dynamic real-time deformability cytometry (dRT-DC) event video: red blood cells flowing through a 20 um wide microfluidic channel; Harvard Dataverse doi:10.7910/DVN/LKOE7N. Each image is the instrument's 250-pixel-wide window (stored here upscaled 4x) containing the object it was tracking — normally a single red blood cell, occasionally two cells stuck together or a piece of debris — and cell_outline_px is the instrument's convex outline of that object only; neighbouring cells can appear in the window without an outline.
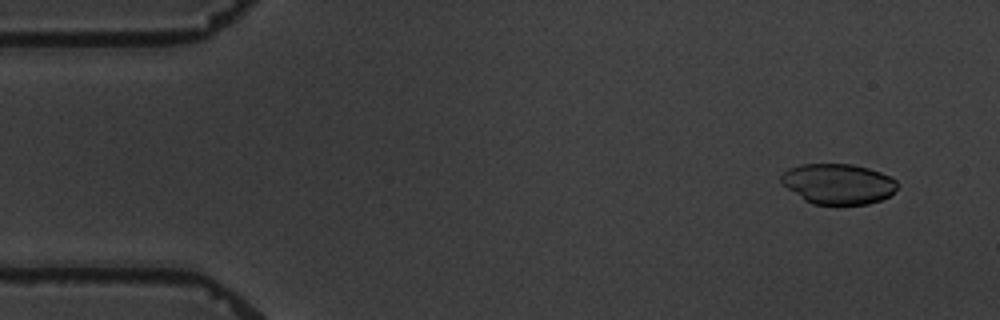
{"species": "common noctule bat (a hibernating species)", "species_latin": "Nyctalus noctula", "temperature_condition": "warm", "stored_images_in_passage": 5, "camera_frame_rate_fps": 3000, "um_per_image_px": 0.085, "animal": {"sex": "male", "body_mass_g": 19.5, "forearm_length_mm": 54.6}, "frame": {"image": 1, "passage_image": 1, "time_ms": 0.0, "image_size_px": [1000, 320], "cell_outline_px": [[896, 188], [888, 196], [880, 200], [868, 204], [812, 204], [804, 200], [780, 184], [780, 176], [788, 168], [800, 164], [852, 164], [868, 168], [880, 172], [896, 180]], "centroid_in_image_um": [71.18, 15.62], "position_along_channel_um": 13.8, "area_um2": 27.34}}